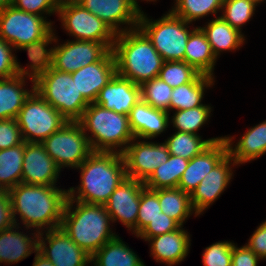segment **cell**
<instances>
[{
    "instance_id": "6da1fadb",
    "label": "cell",
    "mask_w": 266,
    "mask_h": 266,
    "mask_svg": "<svg viewBox=\"0 0 266 266\" xmlns=\"http://www.w3.org/2000/svg\"><path fill=\"white\" fill-rule=\"evenodd\" d=\"M16 225L21 219L24 229L37 232L61 227L64 207L68 198L66 189L56 185L19 183L9 191Z\"/></svg>"
},
{
    "instance_id": "7a4b0ae2",
    "label": "cell",
    "mask_w": 266,
    "mask_h": 266,
    "mask_svg": "<svg viewBox=\"0 0 266 266\" xmlns=\"http://www.w3.org/2000/svg\"><path fill=\"white\" fill-rule=\"evenodd\" d=\"M76 169L81 182L67 189L68 198L89 204L104 205L127 178L123 155L116 152L93 151Z\"/></svg>"
},
{
    "instance_id": "3957f363",
    "label": "cell",
    "mask_w": 266,
    "mask_h": 266,
    "mask_svg": "<svg viewBox=\"0 0 266 266\" xmlns=\"http://www.w3.org/2000/svg\"><path fill=\"white\" fill-rule=\"evenodd\" d=\"M111 223V217L105 205L78 202L67 198L61 228L90 256L117 236L112 231Z\"/></svg>"
},
{
    "instance_id": "277c9868",
    "label": "cell",
    "mask_w": 266,
    "mask_h": 266,
    "mask_svg": "<svg viewBox=\"0 0 266 266\" xmlns=\"http://www.w3.org/2000/svg\"><path fill=\"white\" fill-rule=\"evenodd\" d=\"M112 51L117 74L137 85L158 77L164 62L139 27L116 34Z\"/></svg>"
},
{
    "instance_id": "5b68a950",
    "label": "cell",
    "mask_w": 266,
    "mask_h": 266,
    "mask_svg": "<svg viewBox=\"0 0 266 266\" xmlns=\"http://www.w3.org/2000/svg\"><path fill=\"white\" fill-rule=\"evenodd\" d=\"M78 122L94 152L122 154L135 138L128 115L105 109L96 103H90L87 106Z\"/></svg>"
},
{
    "instance_id": "8992f818",
    "label": "cell",
    "mask_w": 266,
    "mask_h": 266,
    "mask_svg": "<svg viewBox=\"0 0 266 266\" xmlns=\"http://www.w3.org/2000/svg\"><path fill=\"white\" fill-rule=\"evenodd\" d=\"M190 24L169 10L153 21L142 11L138 27L151 40L164 61H184L188 38L197 28L192 27L190 30Z\"/></svg>"
},
{
    "instance_id": "52a82bcc",
    "label": "cell",
    "mask_w": 266,
    "mask_h": 266,
    "mask_svg": "<svg viewBox=\"0 0 266 266\" xmlns=\"http://www.w3.org/2000/svg\"><path fill=\"white\" fill-rule=\"evenodd\" d=\"M34 90L68 121H78L90 104L79 92L71 73L53 67L34 82Z\"/></svg>"
},
{
    "instance_id": "ba28073f",
    "label": "cell",
    "mask_w": 266,
    "mask_h": 266,
    "mask_svg": "<svg viewBox=\"0 0 266 266\" xmlns=\"http://www.w3.org/2000/svg\"><path fill=\"white\" fill-rule=\"evenodd\" d=\"M26 143H42L68 120L35 90L24 102L16 118Z\"/></svg>"
},
{
    "instance_id": "9c48e42d",
    "label": "cell",
    "mask_w": 266,
    "mask_h": 266,
    "mask_svg": "<svg viewBox=\"0 0 266 266\" xmlns=\"http://www.w3.org/2000/svg\"><path fill=\"white\" fill-rule=\"evenodd\" d=\"M60 169H76L93 152L78 121H68L41 143Z\"/></svg>"
},
{
    "instance_id": "30bf717a",
    "label": "cell",
    "mask_w": 266,
    "mask_h": 266,
    "mask_svg": "<svg viewBox=\"0 0 266 266\" xmlns=\"http://www.w3.org/2000/svg\"><path fill=\"white\" fill-rule=\"evenodd\" d=\"M52 23L47 17L10 6L0 10V38L17 50L43 38L53 28Z\"/></svg>"
},
{
    "instance_id": "8fae6325",
    "label": "cell",
    "mask_w": 266,
    "mask_h": 266,
    "mask_svg": "<svg viewBox=\"0 0 266 266\" xmlns=\"http://www.w3.org/2000/svg\"><path fill=\"white\" fill-rule=\"evenodd\" d=\"M57 15L68 35L74 40L114 43L116 33L100 18L76 1L58 5Z\"/></svg>"
},
{
    "instance_id": "7c38bea8",
    "label": "cell",
    "mask_w": 266,
    "mask_h": 266,
    "mask_svg": "<svg viewBox=\"0 0 266 266\" xmlns=\"http://www.w3.org/2000/svg\"><path fill=\"white\" fill-rule=\"evenodd\" d=\"M127 178L145 182L170 156L167 145L163 142L140 141L134 138L122 153Z\"/></svg>"
},
{
    "instance_id": "4fadbf2b",
    "label": "cell",
    "mask_w": 266,
    "mask_h": 266,
    "mask_svg": "<svg viewBox=\"0 0 266 266\" xmlns=\"http://www.w3.org/2000/svg\"><path fill=\"white\" fill-rule=\"evenodd\" d=\"M56 38L53 68L62 72L73 73L81 67L101 60L114 43H99L84 40H67L59 44Z\"/></svg>"
},
{
    "instance_id": "5bb4252c",
    "label": "cell",
    "mask_w": 266,
    "mask_h": 266,
    "mask_svg": "<svg viewBox=\"0 0 266 266\" xmlns=\"http://www.w3.org/2000/svg\"><path fill=\"white\" fill-rule=\"evenodd\" d=\"M38 251L54 266H90L91 263V256L61 227L39 233Z\"/></svg>"
},
{
    "instance_id": "9a60e30c",
    "label": "cell",
    "mask_w": 266,
    "mask_h": 266,
    "mask_svg": "<svg viewBox=\"0 0 266 266\" xmlns=\"http://www.w3.org/2000/svg\"><path fill=\"white\" fill-rule=\"evenodd\" d=\"M144 183L135 179L126 178L110 195L104 204L111 217L112 224L115 221L122 223L127 230L137 236V215L139 210L141 191Z\"/></svg>"
},
{
    "instance_id": "2e32d148",
    "label": "cell",
    "mask_w": 266,
    "mask_h": 266,
    "mask_svg": "<svg viewBox=\"0 0 266 266\" xmlns=\"http://www.w3.org/2000/svg\"><path fill=\"white\" fill-rule=\"evenodd\" d=\"M76 2L100 18L116 34L138 27L141 11L129 0H77Z\"/></svg>"
},
{
    "instance_id": "e0dca14e",
    "label": "cell",
    "mask_w": 266,
    "mask_h": 266,
    "mask_svg": "<svg viewBox=\"0 0 266 266\" xmlns=\"http://www.w3.org/2000/svg\"><path fill=\"white\" fill-rule=\"evenodd\" d=\"M233 166V168H232ZM237 163L227 154L200 182L190 195L191 204L197 215H201L218 200L233 178Z\"/></svg>"
},
{
    "instance_id": "ac0fdd59",
    "label": "cell",
    "mask_w": 266,
    "mask_h": 266,
    "mask_svg": "<svg viewBox=\"0 0 266 266\" xmlns=\"http://www.w3.org/2000/svg\"><path fill=\"white\" fill-rule=\"evenodd\" d=\"M60 172L61 169L41 143L25 142L21 183L57 185Z\"/></svg>"
},
{
    "instance_id": "d6986e66",
    "label": "cell",
    "mask_w": 266,
    "mask_h": 266,
    "mask_svg": "<svg viewBox=\"0 0 266 266\" xmlns=\"http://www.w3.org/2000/svg\"><path fill=\"white\" fill-rule=\"evenodd\" d=\"M116 73L115 57L110 50L101 60L81 67L78 71L71 73V76L82 96L89 103H94L100 90Z\"/></svg>"
},
{
    "instance_id": "ffe728a7",
    "label": "cell",
    "mask_w": 266,
    "mask_h": 266,
    "mask_svg": "<svg viewBox=\"0 0 266 266\" xmlns=\"http://www.w3.org/2000/svg\"><path fill=\"white\" fill-rule=\"evenodd\" d=\"M140 99V85L116 73L110 82L100 90L94 103L116 113L129 115Z\"/></svg>"
},
{
    "instance_id": "44dd1931",
    "label": "cell",
    "mask_w": 266,
    "mask_h": 266,
    "mask_svg": "<svg viewBox=\"0 0 266 266\" xmlns=\"http://www.w3.org/2000/svg\"><path fill=\"white\" fill-rule=\"evenodd\" d=\"M55 28L53 27L43 38L34 41L30 44L22 45L18 50L27 51L30 64L27 67H23L16 58V70L19 76L28 78L34 85V82L46 74V72L53 67L54 48L51 47L53 43H56ZM50 44V45H49ZM50 46V48L48 47Z\"/></svg>"
},
{
    "instance_id": "7402d4cb",
    "label": "cell",
    "mask_w": 266,
    "mask_h": 266,
    "mask_svg": "<svg viewBox=\"0 0 266 266\" xmlns=\"http://www.w3.org/2000/svg\"><path fill=\"white\" fill-rule=\"evenodd\" d=\"M228 154L225 139L212 143L201 154L189 160L178 188L188 194L197 188L203 178Z\"/></svg>"
},
{
    "instance_id": "603a6c76",
    "label": "cell",
    "mask_w": 266,
    "mask_h": 266,
    "mask_svg": "<svg viewBox=\"0 0 266 266\" xmlns=\"http://www.w3.org/2000/svg\"><path fill=\"white\" fill-rule=\"evenodd\" d=\"M190 233L180 226L178 229L151 237L147 242L156 262L173 266L181 263L188 256L191 246Z\"/></svg>"
},
{
    "instance_id": "cb8c5ba5",
    "label": "cell",
    "mask_w": 266,
    "mask_h": 266,
    "mask_svg": "<svg viewBox=\"0 0 266 266\" xmlns=\"http://www.w3.org/2000/svg\"><path fill=\"white\" fill-rule=\"evenodd\" d=\"M170 113L157 110L141 99L129 113V124L135 138L152 140L165 133L169 124Z\"/></svg>"
},
{
    "instance_id": "d4e9b609",
    "label": "cell",
    "mask_w": 266,
    "mask_h": 266,
    "mask_svg": "<svg viewBox=\"0 0 266 266\" xmlns=\"http://www.w3.org/2000/svg\"><path fill=\"white\" fill-rule=\"evenodd\" d=\"M19 226L15 224L0 232V264H17L38 251L39 232L33 230L28 236L19 232Z\"/></svg>"
},
{
    "instance_id": "484cf974",
    "label": "cell",
    "mask_w": 266,
    "mask_h": 266,
    "mask_svg": "<svg viewBox=\"0 0 266 266\" xmlns=\"http://www.w3.org/2000/svg\"><path fill=\"white\" fill-rule=\"evenodd\" d=\"M234 138L235 136H224L228 154L238 166L258 159L266 153V120L248 128L236 144L233 142Z\"/></svg>"
},
{
    "instance_id": "4316f807",
    "label": "cell",
    "mask_w": 266,
    "mask_h": 266,
    "mask_svg": "<svg viewBox=\"0 0 266 266\" xmlns=\"http://www.w3.org/2000/svg\"><path fill=\"white\" fill-rule=\"evenodd\" d=\"M198 27L205 34L216 58L221 52L240 49L246 40L244 33L233 28L220 15L209 20L205 26Z\"/></svg>"
},
{
    "instance_id": "83f0119b",
    "label": "cell",
    "mask_w": 266,
    "mask_h": 266,
    "mask_svg": "<svg viewBox=\"0 0 266 266\" xmlns=\"http://www.w3.org/2000/svg\"><path fill=\"white\" fill-rule=\"evenodd\" d=\"M27 78L16 75L7 79H0V120L16 119L26 99L34 91L24 88ZM26 81V82H25Z\"/></svg>"
},
{
    "instance_id": "f1b7e54d",
    "label": "cell",
    "mask_w": 266,
    "mask_h": 266,
    "mask_svg": "<svg viewBox=\"0 0 266 266\" xmlns=\"http://www.w3.org/2000/svg\"><path fill=\"white\" fill-rule=\"evenodd\" d=\"M217 60L205 34L197 26L188 38L184 62L191 65L200 74L215 78L213 72Z\"/></svg>"
},
{
    "instance_id": "f546056e",
    "label": "cell",
    "mask_w": 266,
    "mask_h": 266,
    "mask_svg": "<svg viewBox=\"0 0 266 266\" xmlns=\"http://www.w3.org/2000/svg\"><path fill=\"white\" fill-rule=\"evenodd\" d=\"M93 266H146L118 235L91 256Z\"/></svg>"
},
{
    "instance_id": "4dcf8cb0",
    "label": "cell",
    "mask_w": 266,
    "mask_h": 266,
    "mask_svg": "<svg viewBox=\"0 0 266 266\" xmlns=\"http://www.w3.org/2000/svg\"><path fill=\"white\" fill-rule=\"evenodd\" d=\"M215 78L199 74L192 82L172 90L170 111L185 110L204 105V92L214 85Z\"/></svg>"
},
{
    "instance_id": "1f68e13d",
    "label": "cell",
    "mask_w": 266,
    "mask_h": 266,
    "mask_svg": "<svg viewBox=\"0 0 266 266\" xmlns=\"http://www.w3.org/2000/svg\"><path fill=\"white\" fill-rule=\"evenodd\" d=\"M158 198L162 212L180 226H184L192 214L198 216L192 207L190 194L178 187L158 189Z\"/></svg>"
},
{
    "instance_id": "d6a6232c",
    "label": "cell",
    "mask_w": 266,
    "mask_h": 266,
    "mask_svg": "<svg viewBox=\"0 0 266 266\" xmlns=\"http://www.w3.org/2000/svg\"><path fill=\"white\" fill-rule=\"evenodd\" d=\"M25 141L0 150V191H9L21 183Z\"/></svg>"
},
{
    "instance_id": "836d02e7",
    "label": "cell",
    "mask_w": 266,
    "mask_h": 266,
    "mask_svg": "<svg viewBox=\"0 0 266 266\" xmlns=\"http://www.w3.org/2000/svg\"><path fill=\"white\" fill-rule=\"evenodd\" d=\"M224 136L203 139L200 134L195 135L192 133L179 132L175 130L173 135L165 139L164 143L168 147L170 155L179 156L187 160L192 159L198 154H201L212 143L223 139Z\"/></svg>"
},
{
    "instance_id": "e575fe53",
    "label": "cell",
    "mask_w": 266,
    "mask_h": 266,
    "mask_svg": "<svg viewBox=\"0 0 266 266\" xmlns=\"http://www.w3.org/2000/svg\"><path fill=\"white\" fill-rule=\"evenodd\" d=\"M189 160L170 155L169 159L157 167L151 176L144 182V186L151 190L175 188L187 168Z\"/></svg>"
},
{
    "instance_id": "d590c367",
    "label": "cell",
    "mask_w": 266,
    "mask_h": 266,
    "mask_svg": "<svg viewBox=\"0 0 266 266\" xmlns=\"http://www.w3.org/2000/svg\"><path fill=\"white\" fill-rule=\"evenodd\" d=\"M223 0H174V5L169 11L188 23L198 21L209 14L218 17L222 10Z\"/></svg>"
},
{
    "instance_id": "8d00e7d4",
    "label": "cell",
    "mask_w": 266,
    "mask_h": 266,
    "mask_svg": "<svg viewBox=\"0 0 266 266\" xmlns=\"http://www.w3.org/2000/svg\"><path fill=\"white\" fill-rule=\"evenodd\" d=\"M212 108L210 104H204L195 108L173 111V116L169 117V124H172L176 131L198 135L199 129L208 123Z\"/></svg>"
},
{
    "instance_id": "74e56055",
    "label": "cell",
    "mask_w": 266,
    "mask_h": 266,
    "mask_svg": "<svg viewBox=\"0 0 266 266\" xmlns=\"http://www.w3.org/2000/svg\"><path fill=\"white\" fill-rule=\"evenodd\" d=\"M172 90L166 82L155 77L140 85L141 100L157 110L169 113Z\"/></svg>"
},
{
    "instance_id": "f35d334b",
    "label": "cell",
    "mask_w": 266,
    "mask_h": 266,
    "mask_svg": "<svg viewBox=\"0 0 266 266\" xmlns=\"http://www.w3.org/2000/svg\"><path fill=\"white\" fill-rule=\"evenodd\" d=\"M257 6L249 0H223L220 16L233 28L243 33L242 27L252 19Z\"/></svg>"
},
{
    "instance_id": "ab89813d",
    "label": "cell",
    "mask_w": 266,
    "mask_h": 266,
    "mask_svg": "<svg viewBox=\"0 0 266 266\" xmlns=\"http://www.w3.org/2000/svg\"><path fill=\"white\" fill-rule=\"evenodd\" d=\"M200 73L184 61H164L158 77L172 88L192 82Z\"/></svg>"
},
{
    "instance_id": "60d3db41",
    "label": "cell",
    "mask_w": 266,
    "mask_h": 266,
    "mask_svg": "<svg viewBox=\"0 0 266 266\" xmlns=\"http://www.w3.org/2000/svg\"><path fill=\"white\" fill-rule=\"evenodd\" d=\"M162 212L158 189L151 190L144 187L141 191L139 210L137 215V235L146 227V225Z\"/></svg>"
},
{
    "instance_id": "b9f144b4",
    "label": "cell",
    "mask_w": 266,
    "mask_h": 266,
    "mask_svg": "<svg viewBox=\"0 0 266 266\" xmlns=\"http://www.w3.org/2000/svg\"><path fill=\"white\" fill-rule=\"evenodd\" d=\"M232 241H218L205 248L202 254L204 266H231Z\"/></svg>"
},
{
    "instance_id": "7bdbcfd3",
    "label": "cell",
    "mask_w": 266,
    "mask_h": 266,
    "mask_svg": "<svg viewBox=\"0 0 266 266\" xmlns=\"http://www.w3.org/2000/svg\"><path fill=\"white\" fill-rule=\"evenodd\" d=\"M179 227L180 225L175 220L160 212V215L151 220L136 237L148 241L151 237L172 232Z\"/></svg>"
},
{
    "instance_id": "ee69618b",
    "label": "cell",
    "mask_w": 266,
    "mask_h": 266,
    "mask_svg": "<svg viewBox=\"0 0 266 266\" xmlns=\"http://www.w3.org/2000/svg\"><path fill=\"white\" fill-rule=\"evenodd\" d=\"M58 5L55 0H14L12 6L18 10L46 17L57 14Z\"/></svg>"
},
{
    "instance_id": "f6af8a7d",
    "label": "cell",
    "mask_w": 266,
    "mask_h": 266,
    "mask_svg": "<svg viewBox=\"0 0 266 266\" xmlns=\"http://www.w3.org/2000/svg\"><path fill=\"white\" fill-rule=\"evenodd\" d=\"M23 142L17 119L0 120V150L17 146Z\"/></svg>"
},
{
    "instance_id": "bcb514c9",
    "label": "cell",
    "mask_w": 266,
    "mask_h": 266,
    "mask_svg": "<svg viewBox=\"0 0 266 266\" xmlns=\"http://www.w3.org/2000/svg\"><path fill=\"white\" fill-rule=\"evenodd\" d=\"M14 51L16 50L9 43L0 38V79L18 75Z\"/></svg>"
},
{
    "instance_id": "7dc6e473",
    "label": "cell",
    "mask_w": 266,
    "mask_h": 266,
    "mask_svg": "<svg viewBox=\"0 0 266 266\" xmlns=\"http://www.w3.org/2000/svg\"><path fill=\"white\" fill-rule=\"evenodd\" d=\"M245 245L261 260L266 259V220L257 227Z\"/></svg>"
},
{
    "instance_id": "c3c4849f",
    "label": "cell",
    "mask_w": 266,
    "mask_h": 266,
    "mask_svg": "<svg viewBox=\"0 0 266 266\" xmlns=\"http://www.w3.org/2000/svg\"><path fill=\"white\" fill-rule=\"evenodd\" d=\"M237 244L232 248V263L231 266H258V261L261 259L245 244L237 247Z\"/></svg>"
},
{
    "instance_id": "681fc988",
    "label": "cell",
    "mask_w": 266,
    "mask_h": 266,
    "mask_svg": "<svg viewBox=\"0 0 266 266\" xmlns=\"http://www.w3.org/2000/svg\"><path fill=\"white\" fill-rule=\"evenodd\" d=\"M15 224L10 194L0 191V232Z\"/></svg>"
},
{
    "instance_id": "f907efd6",
    "label": "cell",
    "mask_w": 266,
    "mask_h": 266,
    "mask_svg": "<svg viewBox=\"0 0 266 266\" xmlns=\"http://www.w3.org/2000/svg\"><path fill=\"white\" fill-rule=\"evenodd\" d=\"M32 266H54L44 255L39 251L35 253L34 261Z\"/></svg>"
},
{
    "instance_id": "816d5d0a",
    "label": "cell",
    "mask_w": 266,
    "mask_h": 266,
    "mask_svg": "<svg viewBox=\"0 0 266 266\" xmlns=\"http://www.w3.org/2000/svg\"><path fill=\"white\" fill-rule=\"evenodd\" d=\"M14 0H0V10L12 6Z\"/></svg>"
},
{
    "instance_id": "f5cc1de1",
    "label": "cell",
    "mask_w": 266,
    "mask_h": 266,
    "mask_svg": "<svg viewBox=\"0 0 266 266\" xmlns=\"http://www.w3.org/2000/svg\"><path fill=\"white\" fill-rule=\"evenodd\" d=\"M132 4H134V6L136 8H138L141 12H142V9H141V6L138 5V1L137 0H129ZM142 1H146V2H156V0H142Z\"/></svg>"
},
{
    "instance_id": "db71d44e",
    "label": "cell",
    "mask_w": 266,
    "mask_h": 266,
    "mask_svg": "<svg viewBox=\"0 0 266 266\" xmlns=\"http://www.w3.org/2000/svg\"><path fill=\"white\" fill-rule=\"evenodd\" d=\"M58 4L65 3V2H74L77 0H55Z\"/></svg>"
},
{
    "instance_id": "11a10c76",
    "label": "cell",
    "mask_w": 266,
    "mask_h": 266,
    "mask_svg": "<svg viewBox=\"0 0 266 266\" xmlns=\"http://www.w3.org/2000/svg\"><path fill=\"white\" fill-rule=\"evenodd\" d=\"M249 1H252L254 2L256 5H259L261 4L262 2L266 1V0H249Z\"/></svg>"
}]
</instances>
